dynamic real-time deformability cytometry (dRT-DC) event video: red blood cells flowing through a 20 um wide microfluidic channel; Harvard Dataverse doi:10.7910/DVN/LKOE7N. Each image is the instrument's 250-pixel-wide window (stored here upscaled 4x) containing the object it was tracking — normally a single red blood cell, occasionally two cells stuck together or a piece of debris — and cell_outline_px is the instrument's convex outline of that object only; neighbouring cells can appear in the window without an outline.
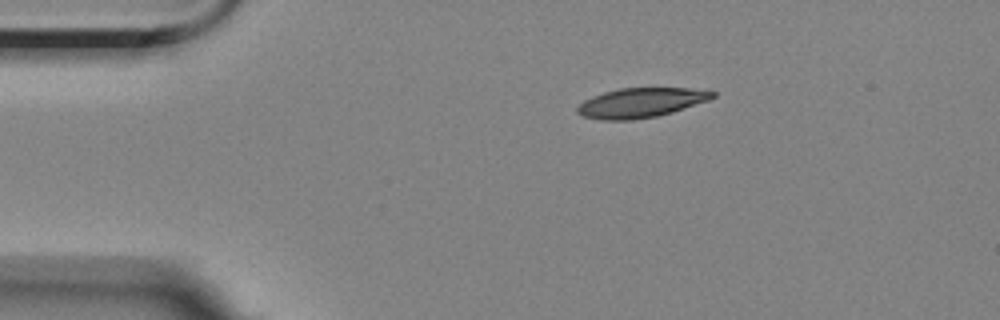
{"species": "Egyptian fruit bat (a non-hibernating species)", "species_latin": "Rousettus aegyptiacus", "temperature_condition": "room temperature", "stored_images_in_passage": 2, "camera_frame_rate_fps": 3000, "um_per_image_px": 0.085, "animal": {"sex": "female"}, "frame": {"image": 1, "passage_image": 1, "time_ms": 0.0, "image_size_px": [1000, 320], "cell_outline_px": [[716, 96], [708, 100], [672, 112], [656, 116], [632, 120], [600, 120], [584, 116], [576, 112], [576, 108], [584, 100], [592, 96], [604, 92], [620, 88], [688, 88], [716, 92]], "centroid_in_image_um": [54.44, 8.73], "position_along_channel_um": 30.6, "area_um2": 23.18}}